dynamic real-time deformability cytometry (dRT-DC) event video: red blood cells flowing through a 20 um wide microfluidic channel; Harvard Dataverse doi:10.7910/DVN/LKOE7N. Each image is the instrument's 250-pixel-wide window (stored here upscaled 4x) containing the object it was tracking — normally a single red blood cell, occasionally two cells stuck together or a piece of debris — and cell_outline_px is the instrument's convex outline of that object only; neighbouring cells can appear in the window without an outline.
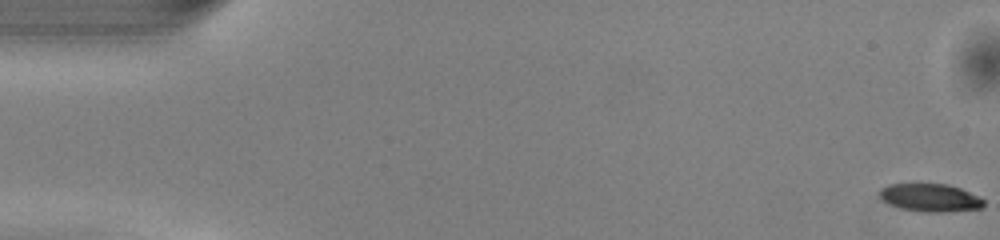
{"species": "common noctule bat (a hibernating species)", "species_latin": "Nyctalus noctula", "temperature_condition": "warm", "stored_images_in_passage": 10, "camera_frame_rate_fps": 3000, "um_per_image_px": 0.085, "animal": {"sex": "male", "body_mass_g": 13.0, "forearm_length_mm": 53.1}, "frame": {"image": 1, "passage_image": 1, "time_ms": 0.0, "image_size_px": [1000, 240], "cell_outline_px": [[984, 204], [980, 208], [944, 212], [924, 212], [904, 208], [892, 204], [884, 200], [880, 196], [880, 188], [888, 184], [948, 184], [960, 188], [980, 196], [984, 200]], "centroid_in_image_um": [79.11, 16.79], "position_along_channel_um": 5.9, "area_um2": 16.7}}